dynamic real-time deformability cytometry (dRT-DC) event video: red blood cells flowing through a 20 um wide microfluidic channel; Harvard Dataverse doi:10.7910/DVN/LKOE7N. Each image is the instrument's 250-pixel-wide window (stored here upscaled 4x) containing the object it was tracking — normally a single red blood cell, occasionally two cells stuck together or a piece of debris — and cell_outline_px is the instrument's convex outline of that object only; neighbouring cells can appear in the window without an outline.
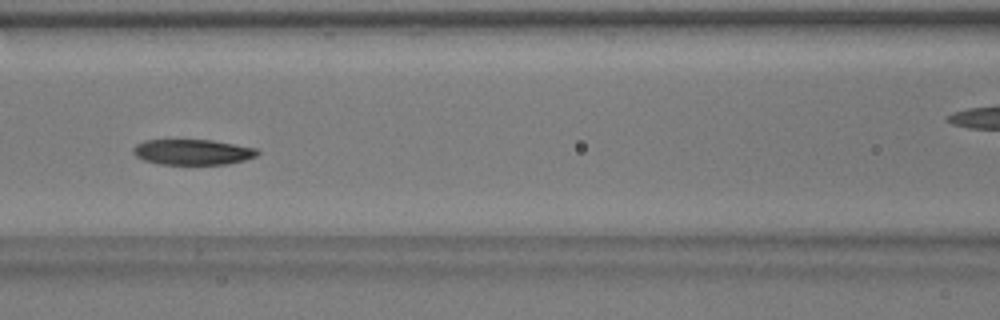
{"species": "common noctule bat (a hibernating species)", "species_latin": "Nyctalus noctula", "temperature_condition": "warm", "stored_images_in_passage": 53, "camera_frame_rate_fps": 3000, "um_per_image_px": 0.085, "animal": {"sex": "male", "body_mass_g": 17.9}, "frame": {"image": 1, "passage_image": 23, "time_ms": 7.333, "image_size_px": [1000, 320], "cell_outline_px": [[260, 152], [256, 156], [244, 160], [228, 164], [160, 164], [144, 160], [136, 156], [132, 152], [132, 148], [136, 144], [144, 140], [212, 140], [256, 148]], "centroid_in_image_um": [16.36, 12.92], "position_along_channel_um": 150.2, "area_um2": 18.44}}
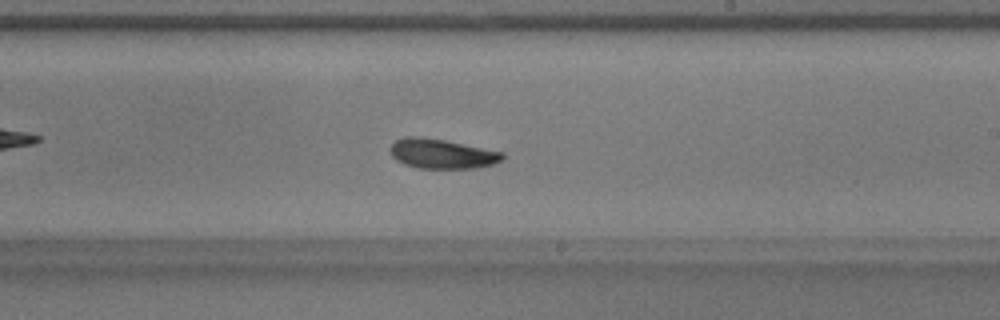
{"frame": {"image": 2, "passage_image": 31, "time_ms": 10.0, "image_size_px": [1000, 320], "cell_outline_px": [[504, 156], [500, 160], [492, 164], [476, 168], [416, 168], [404, 164], [396, 160], [392, 156], [388, 148], [396, 140], [408, 136], [416, 136], [444, 140], [504, 152]], "centroid_in_image_um": [37.52, 13.07], "position_along_channel_um": 251.5, "area_um2": 19.31}, "authors_computed_cell_mechanics": {"area_um2": 19.2474, "velocity_mm_per_s": 3.8064, "shape_relaxation_time_tau1_ms": 3.7697, "shape_relaxation_time_tau2_ms": 6.5599, "deformation_change_tau1": 0.1468, "deformation_change_tau2": 0.1493}}